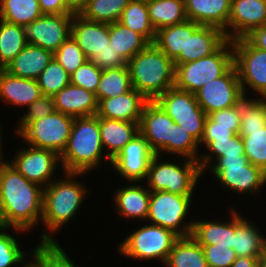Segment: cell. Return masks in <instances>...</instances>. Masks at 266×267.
Segmentation results:
<instances>
[{"label": "cell", "mask_w": 266, "mask_h": 267, "mask_svg": "<svg viewBox=\"0 0 266 267\" xmlns=\"http://www.w3.org/2000/svg\"><path fill=\"white\" fill-rule=\"evenodd\" d=\"M43 189L27 180L4 158L0 160V203L8 227L26 233L41 222Z\"/></svg>", "instance_id": "obj_1"}, {"label": "cell", "mask_w": 266, "mask_h": 267, "mask_svg": "<svg viewBox=\"0 0 266 267\" xmlns=\"http://www.w3.org/2000/svg\"><path fill=\"white\" fill-rule=\"evenodd\" d=\"M85 174L64 172L65 179L54 180L43 189L41 222L46 230L41 235L40 243H57L53 234L59 232L79 211L88 189L77 178Z\"/></svg>", "instance_id": "obj_2"}, {"label": "cell", "mask_w": 266, "mask_h": 267, "mask_svg": "<svg viewBox=\"0 0 266 267\" xmlns=\"http://www.w3.org/2000/svg\"><path fill=\"white\" fill-rule=\"evenodd\" d=\"M99 117H75L66 148L60 155L63 172L88 173L100 167L103 154Z\"/></svg>", "instance_id": "obj_3"}, {"label": "cell", "mask_w": 266, "mask_h": 267, "mask_svg": "<svg viewBox=\"0 0 266 267\" xmlns=\"http://www.w3.org/2000/svg\"><path fill=\"white\" fill-rule=\"evenodd\" d=\"M132 87L148 101H155L174 87L175 65L154 43L128 62Z\"/></svg>", "instance_id": "obj_4"}, {"label": "cell", "mask_w": 266, "mask_h": 267, "mask_svg": "<svg viewBox=\"0 0 266 267\" xmlns=\"http://www.w3.org/2000/svg\"><path fill=\"white\" fill-rule=\"evenodd\" d=\"M155 154L150 162L146 178L150 191H166L178 195H193L198 179L203 175L199 163L185 158L182 166L172 162H161ZM160 162V163H159Z\"/></svg>", "instance_id": "obj_5"}, {"label": "cell", "mask_w": 266, "mask_h": 267, "mask_svg": "<svg viewBox=\"0 0 266 267\" xmlns=\"http://www.w3.org/2000/svg\"><path fill=\"white\" fill-rule=\"evenodd\" d=\"M233 65L232 41L227 40L210 56L175 65L174 87L195 93L206 83L223 75Z\"/></svg>", "instance_id": "obj_6"}, {"label": "cell", "mask_w": 266, "mask_h": 267, "mask_svg": "<svg viewBox=\"0 0 266 267\" xmlns=\"http://www.w3.org/2000/svg\"><path fill=\"white\" fill-rule=\"evenodd\" d=\"M178 238L170 229L150 223L143 224L118 244L117 249L123 257L144 261L157 259L165 264Z\"/></svg>", "instance_id": "obj_7"}, {"label": "cell", "mask_w": 266, "mask_h": 267, "mask_svg": "<svg viewBox=\"0 0 266 267\" xmlns=\"http://www.w3.org/2000/svg\"><path fill=\"white\" fill-rule=\"evenodd\" d=\"M193 195H178L166 191H150L146 221L170 229L179 237L191 235L193 222L186 221ZM152 222V223H151Z\"/></svg>", "instance_id": "obj_8"}, {"label": "cell", "mask_w": 266, "mask_h": 267, "mask_svg": "<svg viewBox=\"0 0 266 267\" xmlns=\"http://www.w3.org/2000/svg\"><path fill=\"white\" fill-rule=\"evenodd\" d=\"M210 165L222 186L236 193L253 195L266 184V172L251 164L246 156L220 157Z\"/></svg>", "instance_id": "obj_9"}, {"label": "cell", "mask_w": 266, "mask_h": 267, "mask_svg": "<svg viewBox=\"0 0 266 267\" xmlns=\"http://www.w3.org/2000/svg\"><path fill=\"white\" fill-rule=\"evenodd\" d=\"M155 101L177 125L201 142L208 115L199 106L195 93L173 87Z\"/></svg>", "instance_id": "obj_10"}, {"label": "cell", "mask_w": 266, "mask_h": 267, "mask_svg": "<svg viewBox=\"0 0 266 267\" xmlns=\"http://www.w3.org/2000/svg\"><path fill=\"white\" fill-rule=\"evenodd\" d=\"M74 117L54 111L49 116L30 122L18 138L36 148L49 149L59 156L66 148Z\"/></svg>", "instance_id": "obj_11"}, {"label": "cell", "mask_w": 266, "mask_h": 267, "mask_svg": "<svg viewBox=\"0 0 266 267\" xmlns=\"http://www.w3.org/2000/svg\"><path fill=\"white\" fill-rule=\"evenodd\" d=\"M233 64L243 91L247 88L266 98V51L254 47L245 37L232 41Z\"/></svg>", "instance_id": "obj_12"}, {"label": "cell", "mask_w": 266, "mask_h": 267, "mask_svg": "<svg viewBox=\"0 0 266 267\" xmlns=\"http://www.w3.org/2000/svg\"><path fill=\"white\" fill-rule=\"evenodd\" d=\"M74 14H43L29 25L23 26L28 44L54 53L71 35Z\"/></svg>", "instance_id": "obj_13"}, {"label": "cell", "mask_w": 266, "mask_h": 267, "mask_svg": "<svg viewBox=\"0 0 266 267\" xmlns=\"http://www.w3.org/2000/svg\"><path fill=\"white\" fill-rule=\"evenodd\" d=\"M9 163L27 180L45 188L55 180L52 177L60 164V156L52 150L28 145V148L17 150Z\"/></svg>", "instance_id": "obj_14"}, {"label": "cell", "mask_w": 266, "mask_h": 267, "mask_svg": "<svg viewBox=\"0 0 266 267\" xmlns=\"http://www.w3.org/2000/svg\"><path fill=\"white\" fill-rule=\"evenodd\" d=\"M175 122L156 101H148L139 122V133L157 155H172V134Z\"/></svg>", "instance_id": "obj_15"}, {"label": "cell", "mask_w": 266, "mask_h": 267, "mask_svg": "<svg viewBox=\"0 0 266 267\" xmlns=\"http://www.w3.org/2000/svg\"><path fill=\"white\" fill-rule=\"evenodd\" d=\"M241 91L238 73L233 64L223 75L197 90L195 96L199 106L209 115L212 112L232 107L236 96Z\"/></svg>", "instance_id": "obj_16"}, {"label": "cell", "mask_w": 266, "mask_h": 267, "mask_svg": "<svg viewBox=\"0 0 266 267\" xmlns=\"http://www.w3.org/2000/svg\"><path fill=\"white\" fill-rule=\"evenodd\" d=\"M154 155L147 140L138 133L109 163L127 181L143 182L147 178Z\"/></svg>", "instance_id": "obj_17"}, {"label": "cell", "mask_w": 266, "mask_h": 267, "mask_svg": "<svg viewBox=\"0 0 266 267\" xmlns=\"http://www.w3.org/2000/svg\"><path fill=\"white\" fill-rule=\"evenodd\" d=\"M228 39L220 28L199 25L187 19L186 55H179L174 65L196 61L215 53Z\"/></svg>", "instance_id": "obj_18"}, {"label": "cell", "mask_w": 266, "mask_h": 267, "mask_svg": "<svg viewBox=\"0 0 266 267\" xmlns=\"http://www.w3.org/2000/svg\"><path fill=\"white\" fill-rule=\"evenodd\" d=\"M266 24V2L263 0H231L227 39L247 36L253 29Z\"/></svg>", "instance_id": "obj_19"}, {"label": "cell", "mask_w": 266, "mask_h": 267, "mask_svg": "<svg viewBox=\"0 0 266 267\" xmlns=\"http://www.w3.org/2000/svg\"><path fill=\"white\" fill-rule=\"evenodd\" d=\"M71 36L86 58L90 60L110 43L109 24L86 20L79 14H74L71 23Z\"/></svg>", "instance_id": "obj_20"}, {"label": "cell", "mask_w": 266, "mask_h": 267, "mask_svg": "<svg viewBox=\"0 0 266 267\" xmlns=\"http://www.w3.org/2000/svg\"><path fill=\"white\" fill-rule=\"evenodd\" d=\"M147 102L148 100L133 88L126 94L100 100L96 115L99 118L140 122Z\"/></svg>", "instance_id": "obj_21"}, {"label": "cell", "mask_w": 266, "mask_h": 267, "mask_svg": "<svg viewBox=\"0 0 266 267\" xmlns=\"http://www.w3.org/2000/svg\"><path fill=\"white\" fill-rule=\"evenodd\" d=\"M187 19L199 25L214 26L224 31L231 13V0H184Z\"/></svg>", "instance_id": "obj_22"}, {"label": "cell", "mask_w": 266, "mask_h": 267, "mask_svg": "<svg viewBox=\"0 0 266 267\" xmlns=\"http://www.w3.org/2000/svg\"><path fill=\"white\" fill-rule=\"evenodd\" d=\"M54 109L72 117L96 115L98 101L94 93L68 84L53 96Z\"/></svg>", "instance_id": "obj_23"}, {"label": "cell", "mask_w": 266, "mask_h": 267, "mask_svg": "<svg viewBox=\"0 0 266 267\" xmlns=\"http://www.w3.org/2000/svg\"><path fill=\"white\" fill-rule=\"evenodd\" d=\"M36 79H25L0 69V100L13 106L27 107L42 96Z\"/></svg>", "instance_id": "obj_24"}, {"label": "cell", "mask_w": 266, "mask_h": 267, "mask_svg": "<svg viewBox=\"0 0 266 267\" xmlns=\"http://www.w3.org/2000/svg\"><path fill=\"white\" fill-rule=\"evenodd\" d=\"M135 183L130 182V186L115 190L113 197L115 209L122 215L121 217L146 221L150 205V190L147 186Z\"/></svg>", "instance_id": "obj_25"}, {"label": "cell", "mask_w": 266, "mask_h": 267, "mask_svg": "<svg viewBox=\"0 0 266 267\" xmlns=\"http://www.w3.org/2000/svg\"><path fill=\"white\" fill-rule=\"evenodd\" d=\"M53 58V53L39 46L27 44L4 68L9 74L25 79H37Z\"/></svg>", "instance_id": "obj_26"}, {"label": "cell", "mask_w": 266, "mask_h": 267, "mask_svg": "<svg viewBox=\"0 0 266 267\" xmlns=\"http://www.w3.org/2000/svg\"><path fill=\"white\" fill-rule=\"evenodd\" d=\"M244 219L235 210V234L232 249L237 257L247 256L261 259L266 249V238L261 235L256 225Z\"/></svg>", "instance_id": "obj_27"}, {"label": "cell", "mask_w": 266, "mask_h": 267, "mask_svg": "<svg viewBox=\"0 0 266 267\" xmlns=\"http://www.w3.org/2000/svg\"><path fill=\"white\" fill-rule=\"evenodd\" d=\"M232 210L230 221H193L191 236L200 245L228 246L232 248L235 234V210Z\"/></svg>", "instance_id": "obj_28"}, {"label": "cell", "mask_w": 266, "mask_h": 267, "mask_svg": "<svg viewBox=\"0 0 266 267\" xmlns=\"http://www.w3.org/2000/svg\"><path fill=\"white\" fill-rule=\"evenodd\" d=\"M99 127L103 149H108L110 159L139 133V122L99 118Z\"/></svg>", "instance_id": "obj_29"}, {"label": "cell", "mask_w": 266, "mask_h": 267, "mask_svg": "<svg viewBox=\"0 0 266 267\" xmlns=\"http://www.w3.org/2000/svg\"><path fill=\"white\" fill-rule=\"evenodd\" d=\"M246 91H241L234 102L233 108L240 116V136H248V131L261 130L266 126V98L252 99ZM249 98V99H248Z\"/></svg>", "instance_id": "obj_30"}, {"label": "cell", "mask_w": 266, "mask_h": 267, "mask_svg": "<svg viewBox=\"0 0 266 267\" xmlns=\"http://www.w3.org/2000/svg\"><path fill=\"white\" fill-rule=\"evenodd\" d=\"M166 267H208L202 246L190 235L179 237L165 262Z\"/></svg>", "instance_id": "obj_31"}, {"label": "cell", "mask_w": 266, "mask_h": 267, "mask_svg": "<svg viewBox=\"0 0 266 267\" xmlns=\"http://www.w3.org/2000/svg\"><path fill=\"white\" fill-rule=\"evenodd\" d=\"M147 8L156 31L187 20L184 0H147Z\"/></svg>", "instance_id": "obj_32"}, {"label": "cell", "mask_w": 266, "mask_h": 267, "mask_svg": "<svg viewBox=\"0 0 266 267\" xmlns=\"http://www.w3.org/2000/svg\"><path fill=\"white\" fill-rule=\"evenodd\" d=\"M110 45L128 62L150 43L139 33L123 26L120 22L109 24Z\"/></svg>", "instance_id": "obj_33"}, {"label": "cell", "mask_w": 266, "mask_h": 267, "mask_svg": "<svg viewBox=\"0 0 266 267\" xmlns=\"http://www.w3.org/2000/svg\"><path fill=\"white\" fill-rule=\"evenodd\" d=\"M119 22L141 34L150 44L156 39V30L152 26L148 14L147 0H130L123 9Z\"/></svg>", "instance_id": "obj_34"}, {"label": "cell", "mask_w": 266, "mask_h": 267, "mask_svg": "<svg viewBox=\"0 0 266 267\" xmlns=\"http://www.w3.org/2000/svg\"><path fill=\"white\" fill-rule=\"evenodd\" d=\"M132 87L128 66L103 69L99 85L96 90V99L100 100L120 96L129 92Z\"/></svg>", "instance_id": "obj_35"}, {"label": "cell", "mask_w": 266, "mask_h": 267, "mask_svg": "<svg viewBox=\"0 0 266 267\" xmlns=\"http://www.w3.org/2000/svg\"><path fill=\"white\" fill-rule=\"evenodd\" d=\"M187 20L156 31L154 44L171 60L186 55Z\"/></svg>", "instance_id": "obj_36"}, {"label": "cell", "mask_w": 266, "mask_h": 267, "mask_svg": "<svg viewBox=\"0 0 266 267\" xmlns=\"http://www.w3.org/2000/svg\"><path fill=\"white\" fill-rule=\"evenodd\" d=\"M43 15L38 0H0V19L26 26Z\"/></svg>", "instance_id": "obj_37"}, {"label": "cell", "mask_w": 266, "mask_h": 267, "mask_svg": "<svg viewBox=\"0 0 266 267\" xmlns=\"http://www.w3.org/2000/svg\"><path fill=\"white\" fill-rule=\"evenodd\" d=\"M27 44L23 26L0 19V69H4Z\"/></svg>", "instance_id": "obj_38"}, {"label": "cell", "mask_w": 266, "mask_h": 267, "mask_svg": "<svg viewBox=\"0 0 266 267\" xmlns=\"http://www.w3.org/2000/svg\"><path fill=\"white\" fill-rule=\"evenodd\" d=\"M202 143L206 150L210 151V153L200 154L197 160L203 174L205 169H208L209 165L214 163L217 158L245 156L244 144L239 134H235L231 140L201 141L199 144L202 145Z\"/></svg>", "instance_id": "obj_39"}, {"label": "cell", "mask_w": 266, "mask_h": 267, "mask_svg": "<svg viewBox=\"0 0 266 267\" xmlns=\"http://www.w3.org/2000/svg\"><path fill=\"white\" fill-rule=\"evenodd\" d=\"M130 0H89L79 13L86 20L115 23L119 22L123 9Z\"/></svg>", "instance_id": "obj_40"}, {"label": "cell", "mask_w": 266, "mask_h": 267, "mask_svg": "<svg viewBox=\"0 0 266 267\" xmlns=\"http://www.w3.org/2000/svg\"><path fill=\"white\" fill-rule=\"evenodd\" d=\"M30 253L40 267H76L58 242L40 243Z\"/></svg>", "instance_id": "obj_41"}, {"label": "cell", "mask_w": 266, "mask_h": 267, "mask_svg": "<svg viewBox=\"0 0 266 267\" xmlns=\"http://www.w3.org/2000/svg\"><path fill=\"white\" fill-rule=\"evenodd\" d=\"M42 94L54 96L61 89L70 84V75L54 58L36 79Z\"/></svg>", "instance_id": "obj_42"}, {"label": "cell", "mask_w": 266, "mask_h": 267, "mask_svg": "<svg viewBox=\"0 0 266 267\" xmlns=\"http://www.w3.org/2000/svg\"><path fill=\"white\" fill-rule=\"evenodd\" d=\"M9 229L23 233V230L13 227L0 231V267H12L13 265L22 264L27 259L25 256L28 255L22 251L17 238L8 233Z\"/></svg>", "instance_id": "obj_43"}, {"label": "cell", "mask_w": 266, "mask_h": 267, "mask_svg": "<svg viewBox=\"0 0 266 267\" xmlns=\"http://www.w3.org/2000/svg\"><path fill=\"white\" fill-rule=\"evenodd\" d=\"M241 137L249 162L266 172V126L261 130L248 131V136Z\"/></svg>", "instance_id": "obj_44"}, {"label": "cell", "mask_w": 266, "mask_h": 267, "mask_svg": "<svg viewBox=\"0 0 266 267\" xmlns=\"http://www.w3.org/2000/svg\"><path fill=\"white\" fill-rule=\"evenodd\" d=\"M53 58L69 75L88 60L71 35L53 53Z\"/></svg>", "instance_id": "obj_45"}, {"label": "cell", "mask_w": 266, "mask_h": 267, "mask_svg": "<svg viewBox=\"0 0 266 267\" xmlns=\"http://www.w3.org/2000/svg\"><path fill=\"white\" fill-rule=\"evenodd\" d=\"M199 142L194 139L183 127L175 123L172 134V154L197 161L199 153Z\"/></svg>", "instance_id": "obj_46"}, {"label": "cell", "mask_w": 266, "mask_h": 267, "mask_svg": "<svg viewBox=\"0 0 266 267\" xmlns=\"http://www.w3.org/2000/svg\"><path fill=\"white\" fill-rule=\"evenodd\" d=\"M102 71L90 60H87L70 75V84L96 94Z\"/></svg>", "instance_id": "obj_47"}, {"label": "cell", "mask_w": 266, "mask_h": 267, "mask_svg": "<svg viewBox=\"0 0 266 267\" xmlns=\"http://www.w3.org/2000/svg\"><path fill=\"white\" fill-rule=\"evenodd\" d=\"M28 109L20 121L17 123L18 126L15 129L17 135L32 121L42 119L52 114L54 109V99L52 96L42 95L38 100H35L31 105L27 106Z\"/></svg>", "instance_id": "obj_48"}, {"label": "cell", "mask_w": 266, "mask_h": 267, "mask_svg": "<svg viewBox=\"0 0 266 267\" xmlns=\"http://www.w3.org/2000/svg\"><path fill=\"white\" fill-rule=\"evenodd\" d=\"M208 267H231L237 255L228 246L201 245Z\"/></svg>", "instance_id": "obj_49"}, {"label": "cell", "mask_w": 266, "mask_h": 267, "mask_svg": "<svg viewBox=\"0 0 266 267\" xmlns=\"http://www.w3.org/2000/svg\"><path fill=\"white\" fill-rule=\"evenodd\" d=\"M90 61L100 69L117 68L127 65L123 57L108 44L101 52H97Z\"/></svg>", "instance_id": "obj_50"}, {"label": "cell", "mask_w": 266, "mask_h": 267, "mask_svg": "<svg viewBox=\"0 0 266 267\" xmlns=\"http://www.w3.org/2000/svg\"><path fill=\"white\" fill-rule=\"evenodd\" d=\"M234 135L233 126L214 125V120L208 115L201 141L231 140Z\"/></svg>", "instance_id": "obj_51"}, {"label": "cell", "mask_w": 266, "mask_h": 267, "mask_svg": "<svg viewBox=\"0 0 266 267\" xmlns=\"http://www.w3.org/2000/svg\"><path fill=\"white\" fill-rule=\"evenodd\" d=\"M209 116L214 120V125L233 126V133L239 134L241 118L233 106L212 112Z\"/></svg>", "instance_id": "obj_52"}, {"label": "cell", "mask_w": 266, "mask_h": 267, "mask_svg": "<svg viewBox=\"0 0 266 267\" xmlns=\"http://www.w3.org/2000/svg\"><path fill=\"white\" fill-rule=\"evenodd\" d=\"M43 14H74L65 0H38Z\"/></svg>", "instance_id": "obj_53"}, {"label": "cell", "mask_w": 266, "mask_h": 267, "mask_svg": "<svg viewBox=\"0 0 266 267\" xmlns=\"http://www.w3.org/2000/svg\"><path fill=\"white\" fill-rule=\"evenodd\" d=\"M245 38L254 47L266 51V24L253 29Z\"/></svg>", "instance_id": "obj_54"}, {"label": "cell", "mask_w": 266, "mask_h": 267, "mask_svg": "<svg viewBox=\"0 0 266 267\" xmlns=\"http://www.w3.org/2000/svg\"><path fill=\"white\" fill-rule=\"evenodd\" d=\"M260 260L247 256H240L233 262L231 267H260Z\"/></svg>", "instance_id": "obj_55"}, {"label": "cell", "mask_w": 266, "mask_h": 267, "mask_svg": "<svg viewBox=\"0 0 266 267\" xmlns=\"http://www.w3.org/2000/svg\"><path fill=\"white\" fill-rule=\"evenodd\" d=\"M69 9L74 14H79L89 0H65Z\"/></svg>", "instance_id": "obj_56"}, {"label": "cell", "mask_w": 266, "mask_h": 267, "mask_svg": "<svg viewBox=\"0 0 266 267\" xmlns=\"http://www.w3.org/2000/svg\"><path fill=\"white\" fill-rule=\"evenodd\" d=\"M7 228H9V227L6 224V221L4 219L2 208H1V203H0V231L6 230Z\"/></svg>", "instance_id": "obj_57"}, {"label": "cell", "mask_w": 266, "mask_h": 267, "mask_svg": "<svg viewBox=\"0 0 266 267\" xmlns=\"http://www.w3.org/2000/svg\"><path fill=\"white\" fill-rule=\"evenodd\" d=\"M22 267H40L35 261H29L26 263H24V265L22 264Z\"/></svg>", "instance_id": "obj_58"}, {"label": "cell", "mask_w": 266, "mask_h": 267, "mask_svg": "<svg viewBox=\"0 0 266 267\" xmlns=\"http://www.w3.org/2000/svg\"><path fill=\"white\" fill-rule=\"evenodd\" d=\"M260 267H266V249H265L264 254L262 255V258L260 260Z\"/></svg>", "instance_id": "obj_59"}, {"label": "cell", "mask_w": 266, "mask_h": 267, "mask_svg": "<svg viewBox=\"0 0 266 267\" xmlns=\"http://www.w3.org/2000/svg\"><path fill=\"white\" fill-rule=\"evenodd\" d=\"M0 126H1V125H0ZM1 135H2V131H1V127H0V156H3V153H2V152H3V151H2V149H3V148H2V138H3V137H2Z\"/></svg>", "instance_id": "obj_60"}]
</instances>
